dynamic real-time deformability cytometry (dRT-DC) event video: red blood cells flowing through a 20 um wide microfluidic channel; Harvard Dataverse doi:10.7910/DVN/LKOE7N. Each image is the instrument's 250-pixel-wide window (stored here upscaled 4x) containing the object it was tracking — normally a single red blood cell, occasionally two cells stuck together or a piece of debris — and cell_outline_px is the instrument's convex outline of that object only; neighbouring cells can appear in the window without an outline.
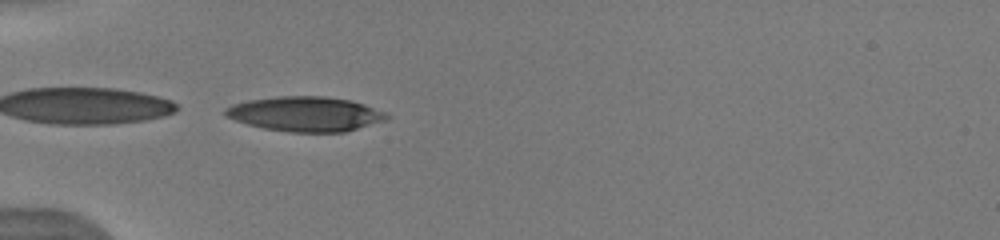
{"species": "human", "species_latin": "Homo sapiens", "temperature_condition": "warm", "stored_images_in_passage": 23, "camera_frame_rate_fps": 3000, "um_per_image_px": 0.085, "donor": {"sex": "male"}, "frame": {"image": 1, "passage_image": 15, "time_ms": 5.667, "image_size_px": [1000, 240], "cell_outline_px": [[392, 116], [384, 120], [344, 132], [292, 132], [264, 128], [248, 124], [224, 116], [224, 108], [232, 104], [248, 100], [276, 96], [324, 96], [352, 100], [388, 112]], "centroid_in_image_um": [25.96, 9.67], "position_along_channel_um": 59.0, "area_um2": 32.77}}